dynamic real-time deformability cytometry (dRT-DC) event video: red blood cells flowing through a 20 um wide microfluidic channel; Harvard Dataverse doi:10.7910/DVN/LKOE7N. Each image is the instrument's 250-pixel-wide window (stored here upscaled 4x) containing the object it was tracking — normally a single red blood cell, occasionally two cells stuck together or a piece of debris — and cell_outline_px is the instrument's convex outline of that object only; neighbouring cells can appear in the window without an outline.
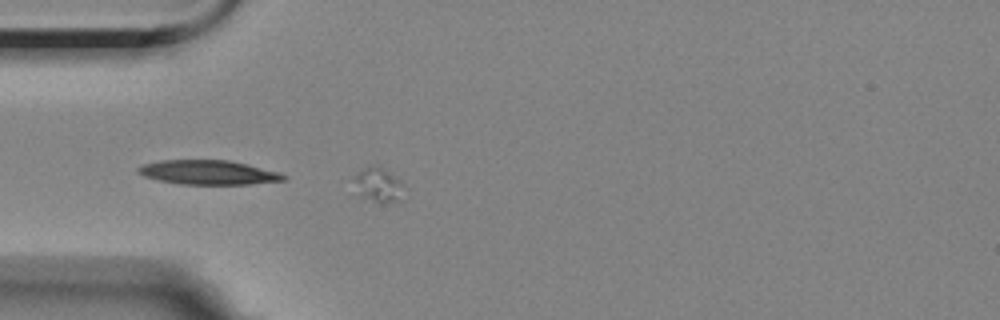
{"species": "Egyptian fruit bat (a non-hibernating species)", "species_latin": "Rousettus aegyptiacus", "temperature_condition": "room temperature", "stored_images_in_passage": 6, "segment_of_instrument_passage": [1, 2], "camera_frame_rate_fps": 3000, "um_per_image_px": 0.085, "animal": {"sex": "female"}, "frame": {"image": 1, "passage_image": 1, "time_ms": 0.0, "image_size_px": [1000, 320], "cell_outline_px": [[408, 188], [404, 200], [380, 204], [356, 196], [356, 176], [364, 168], [372, 164], [376, 164], [384, 168]], "centroid_in_image_um": [32.24, 15.78], "position_along_channel_um": 52.8, "area_um2": 10.58}}